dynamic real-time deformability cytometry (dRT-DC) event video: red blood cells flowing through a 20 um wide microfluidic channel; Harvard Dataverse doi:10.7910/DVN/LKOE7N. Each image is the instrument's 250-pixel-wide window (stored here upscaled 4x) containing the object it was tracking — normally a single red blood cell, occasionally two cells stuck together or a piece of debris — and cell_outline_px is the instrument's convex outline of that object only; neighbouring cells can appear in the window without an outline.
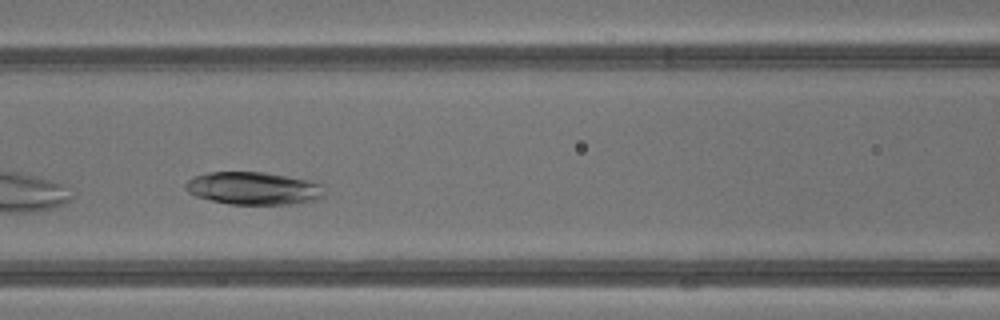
{"species": "common noctule bat (a hibernating species)", "species_latin": "Nyctalus noctula", "temperature_condition": "warm", "stored_images_in_passage": 16, "camera_frame_rate_fps": 3000, "um_per_image_px": 0.085, "animal": {"sex": "male", "body_mass_g": 13.3}, "frame": {"image": 1, "passage_image": 7, "time_ms": 2.0, "image_size_px": [1000, 320], "cell_outline_px": [[324, 196], [316, 200], [296, 204], [228, 204], [196, 196], [188, 192], [184, 188], [184, 184], [192, 176], [208, 172], [264, 172], [316, 180], [324, 184]], "centroid_in_image_um": [21.61, 15.99], "position_along_channel_um": 145.0, "area_um2": 27.05}}
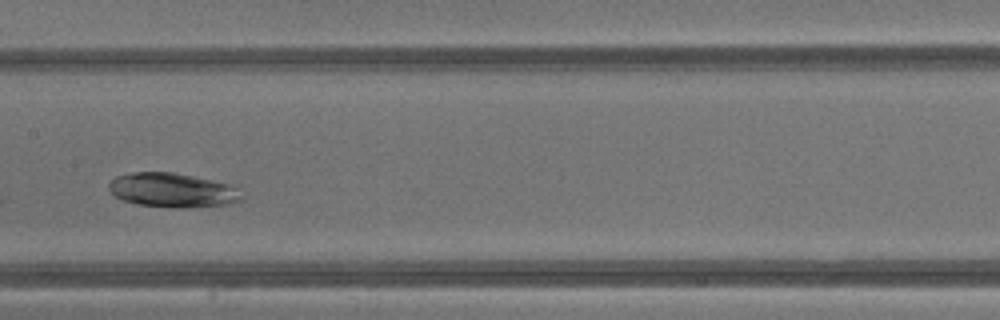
{"frame": {"image": 2, "passage_image": 10, "time_ms": 3.0, "image_size_px": [1000, 320], "cell_outline_px": [[244, 200], [228, 204], [184, 208], [176, 208], [136, 204], [124, 200], [116, 196], [108, 188], [108, 184], [116, 176], [132, 172], [172, 172], [192, 176], [228, 184], [236, 188], [244, 196]], "centroid_in_image_um": [14.67, 16.17], "position_along_channel_um": 192.7, "area_um2": 26.41}}